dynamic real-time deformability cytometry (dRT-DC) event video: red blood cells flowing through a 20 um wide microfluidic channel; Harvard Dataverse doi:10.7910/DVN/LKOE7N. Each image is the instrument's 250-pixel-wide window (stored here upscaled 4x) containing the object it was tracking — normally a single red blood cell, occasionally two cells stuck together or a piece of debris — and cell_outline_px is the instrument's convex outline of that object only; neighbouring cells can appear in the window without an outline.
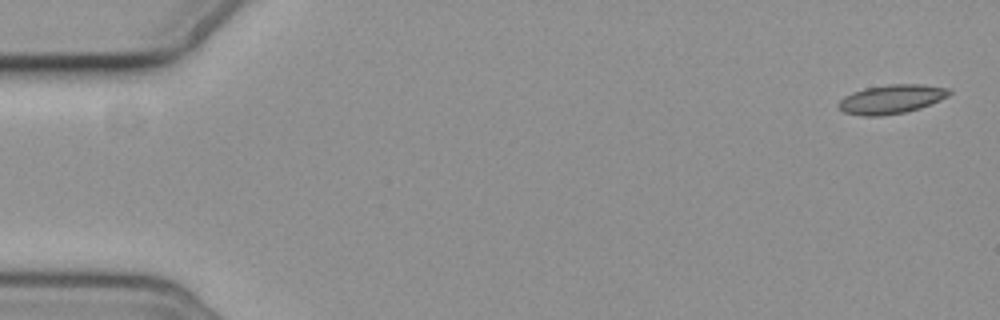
{"species": "common noctule bat (a hibernating species)", "species_latin": "Nyctalus noctula", "temperature_condition": "cold", "stored_images_in_passage": 2, "camera_frame_rate_fps": 3000, "um_per_image_px": 0.085, "animal": {"sex": "female", "body_mass_g": 19.3, "forearm_length_mm": 54.1}, "frame": {"image": 1, "passage_image": 2, "time_ms": 1.333, "image_size_px": [1000, 320], "cell_outline_px": [[952, 92], [948, 96], [940, 100], [920, 108], [904, 112], [880, 116], [864, 116], [844, 112], [836, 104], [844, 96], [852, 92], [864, 88], [888, 84], [920, 84], [952, 88]], "centroid_in_image_um": [75.78, 8.41], "position_along_channel_um": 9.2, "area_um2": 18.79}}